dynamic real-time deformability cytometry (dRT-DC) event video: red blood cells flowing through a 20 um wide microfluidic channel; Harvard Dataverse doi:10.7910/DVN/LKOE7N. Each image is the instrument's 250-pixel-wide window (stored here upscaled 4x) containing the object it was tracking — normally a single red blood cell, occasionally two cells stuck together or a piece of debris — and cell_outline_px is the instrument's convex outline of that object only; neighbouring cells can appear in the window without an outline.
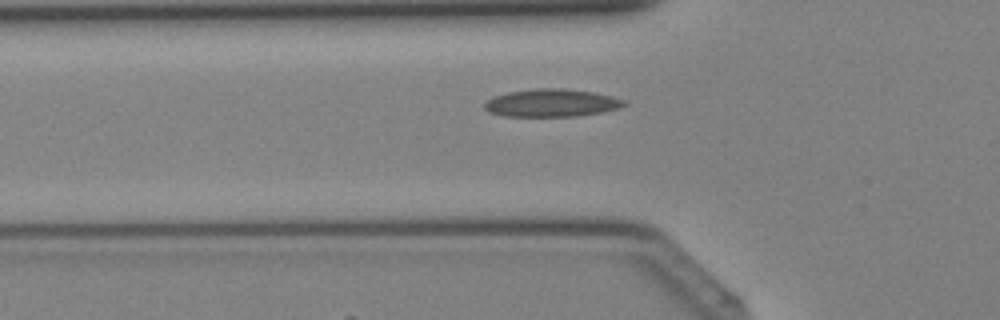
{"species": "Egyptian fruit bat (a non-hibernating species)", "species_latin": "Rousettus aegyptiacus", "temperature_condition": "cold", "stored_images_in_passage": 29, "segment_of_instrument_passage": [1, 2], "camera_frame_rate_fps": 3000, "um_per_image_px": 0.085, "animal": {"sex": "female"}, "frame": {"image": 1, "passage_image": 2, "time_ms": 0.333, "image_size_px": [1000, 320], "cell_outline_px": [[628, 104], [620, 108], [604, 112], [580, 116], [504, 116], [488, 112], [484, 108], [484, 104], [488, 100], [496, 96], [508, 92], [532, 88], [564, 88], [592, 92], [612, 96], [624, 100]], "centroid_in_image_um": [46.91, 8.75], "position_along_channel_um": 78.9, "area_um2": 22.72}}
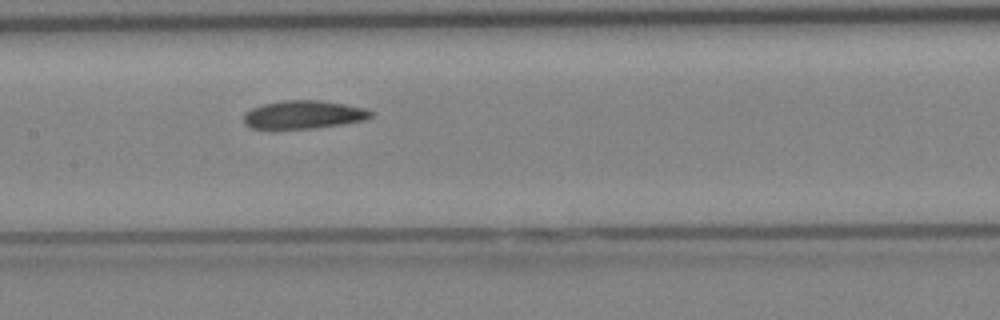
{"frame": {"image": 2, "passage_image": 8, "time_ms": 2.333, "image_size_px": [1000, 320], "cell_outline_px": [[376, 116], [368, 120], [344, 124], [316, 128], [252, 128], [244, 124], [244, 112], [252, 108], [264, 104], [284, 100], [320, 100], [344, 104], [364, 108], [376, 112]], "centroid_in_image_um": [25.89, 9.74], "position_along_channel_um": 181.5, "area_um2": 21.1}}
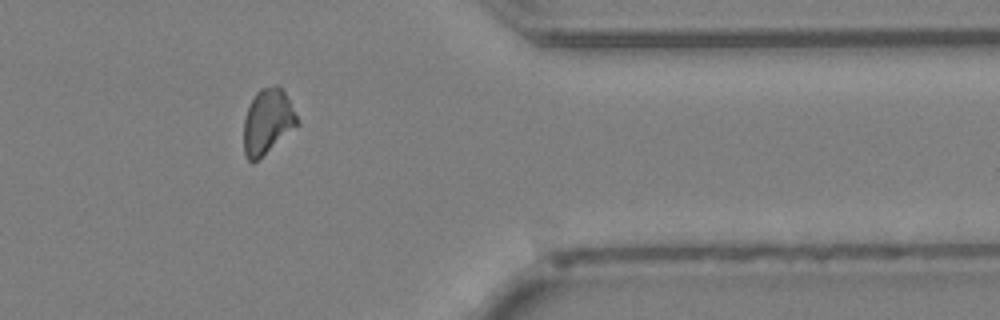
{"frame": {"image": 3, "passage_image": 21, "time_ms": 6.667, "image_size_px": [1000, 320], "cell_outline_px": [[300, 124], [252, 164], [244, 156], [244, 120], [248, 108], [256, 92], [260, 88], [272, 84], [280, 84]], "centroid_in_image_um": [22.73, 10.32], "position_along_channel_um": 388.7, "area_um2": 20.17}}